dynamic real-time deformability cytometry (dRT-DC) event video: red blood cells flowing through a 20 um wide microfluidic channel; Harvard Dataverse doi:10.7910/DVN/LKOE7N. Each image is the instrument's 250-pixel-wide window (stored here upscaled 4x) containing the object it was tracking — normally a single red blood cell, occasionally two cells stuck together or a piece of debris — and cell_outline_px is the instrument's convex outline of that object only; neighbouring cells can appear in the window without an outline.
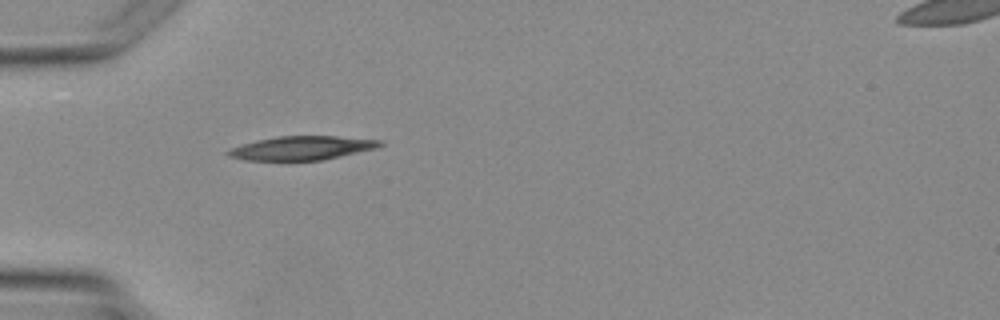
{"species": "Egyptian fruit bat (a non-hibernating species)", "species_latin": "Rousettus aegyptiacus", "temperature_condition": "warm", "stored_images_in_passage": 2, "segment_of_instrument_passage": [1, 2], "camera_frame_rate_fps": 3000, "um_per_image_px": 0.085, "animal": {"sex": "female"}, "frame": {"image": 1, "passage_image": 1, "time_ms": 0.0, "image_size_px": [1000, 320], "cell_outline_px": [[384, 144], [376, 148], [340, 156], [320, 160], [244, 160], [228, 156], [224, 152], [228, 148], [256, 140], [280, 136], [336, 136], [384, 140]], "centroid_in_image_um": [25.62, 12.57], "position_along_channel_um": 59.4, "area_um2": 21.1}}